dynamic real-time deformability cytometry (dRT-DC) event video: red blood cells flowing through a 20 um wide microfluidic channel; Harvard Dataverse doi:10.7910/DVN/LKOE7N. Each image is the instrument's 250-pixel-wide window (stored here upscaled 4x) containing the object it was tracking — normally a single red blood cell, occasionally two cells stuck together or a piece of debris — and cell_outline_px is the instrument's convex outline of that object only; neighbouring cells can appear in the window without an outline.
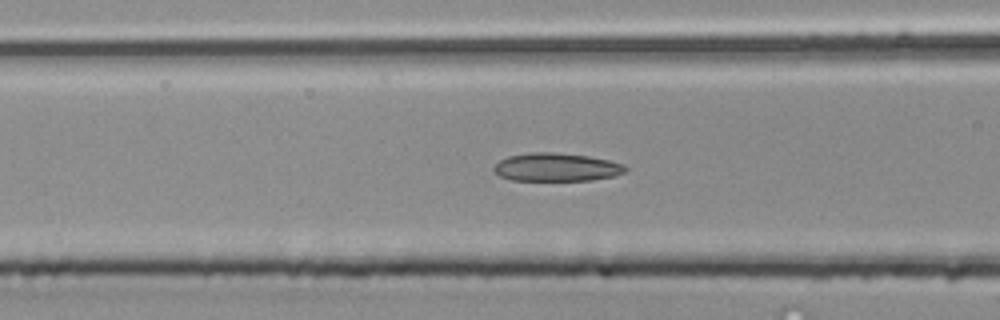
{"species": "common noctule bat (a hibernating species)", "species_latin": "Nyctalus noctula", "temperature_condition": "room temperature", "stored_images_in_passage": 36, "camera_frame_rate_fps": 3000, "um_per_image_px": 0.085, "animal": {"sex": "male", "body_mass_g": 20.4}, "frame": {"image": 1, "passage_image": 11, "time_ms": 3.333, "image_size_px": [1000, 320], "cell_outline_px": [[628, 168], [624, 172], [612, 176], [592, 180], [512, 180], [500, 176], [492, 168], [500, 160], [508, 156], [532, 152], [552, 152], [588, 156], [608, 160], [624, 164]], "centroid_in_image_um": [47.29, 14.21], "position_along_channel_um": 119.3, "area_um2": 21.44}}
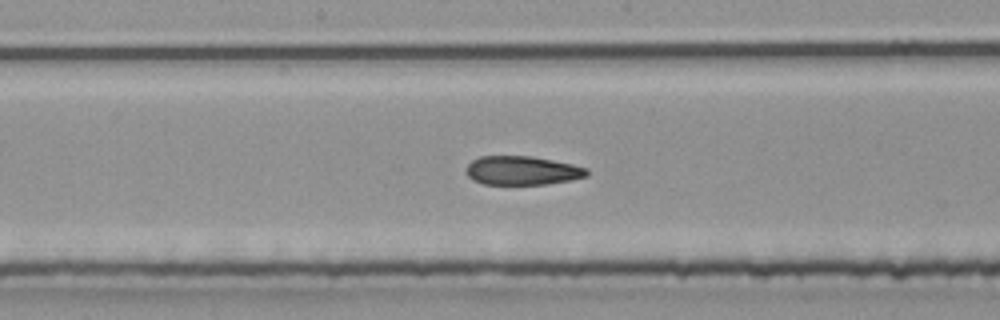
{"frame": {"image": 2, "passage_image": 17, "time_ms": 5.333, "image_size_px": [1000, 320], "cell_outline_px": [[588, 176], [572, 180], [544, 184], [484, 184], [472, 180], [468, 176], [464, 168], [472, 160], [480, 156], [532, 156], [572, 164], [588, 168]], "centroid_in_image_um": [44.37, 14.49], "position_along_channel_um": 203.8, "area_um2": 20.4}}
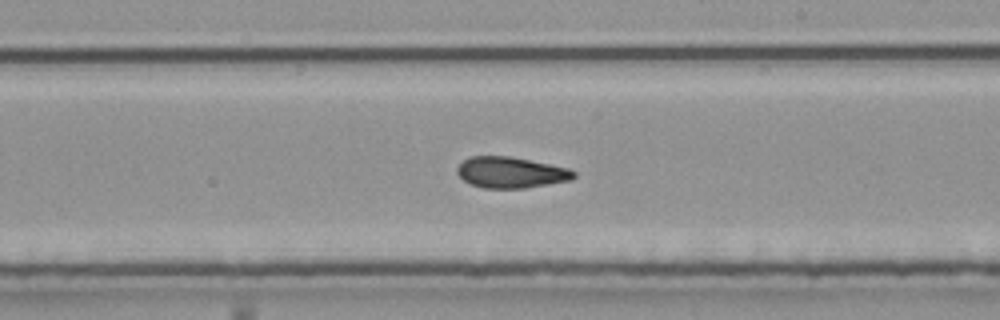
{"frame": {"image": 3, "passage_image": 20, "time_ms": 6.333, "image_size_px": [1000, 320], "cell_outline_px": [[576, 176], [572, 180], [524, 188], [484, 188], [472, 184], [464, 180], [456, 172], [456, 168], [468, 156], [512, 156], [568, 168], [576, 172]], "centroid_in_image_um": [43.43, 14.65], "position_along_channel_um": 245.6, "area_um2": 21.1}}